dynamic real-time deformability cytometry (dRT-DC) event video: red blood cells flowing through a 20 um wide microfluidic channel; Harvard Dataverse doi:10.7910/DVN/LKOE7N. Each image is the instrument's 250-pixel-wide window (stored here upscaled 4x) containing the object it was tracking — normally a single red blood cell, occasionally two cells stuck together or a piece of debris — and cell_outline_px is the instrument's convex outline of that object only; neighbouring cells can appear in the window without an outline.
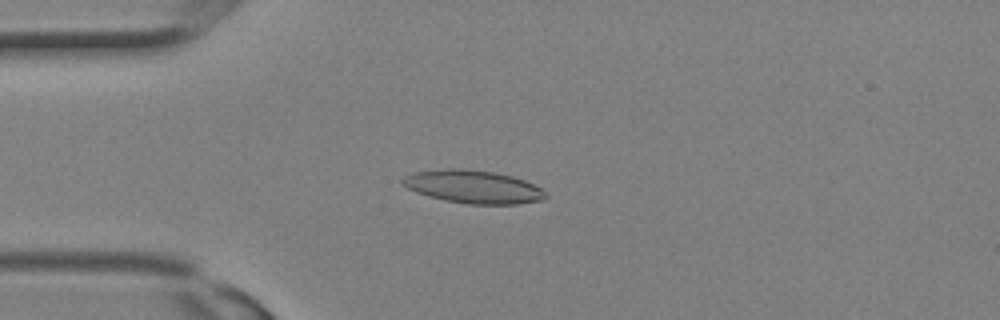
{"species": "Egyptian fruit bat (a non-hibernating species)", "species_latin": "Rousettus aegyptiacus", "temperature_condition": "room temperature", "stored_images_in_passage": 13, "camera_frame_rate_fps": 3000, "um_per_image_px": 0.085, "animal": {"sex": "female"}, "frame": {"image": 1, "passage_image": 6, "time_ms": 1.667, "image_size_px": [1000, 320], "cell_outline_px": [[548, 196], [544, 200], [516, 204], [468, 204], [444, 200], [428, 196], [416, 192], [400, 184], [400, 180], [404, 176], [412, 172], [448, 168], [464, 168], [496, 172], [512, 176], [524, 180], [540, 188]], "centroid_in_image_um": [40.18, 15.87], "position_along_channel_um": 44.8, "area_um2": 27.74}}
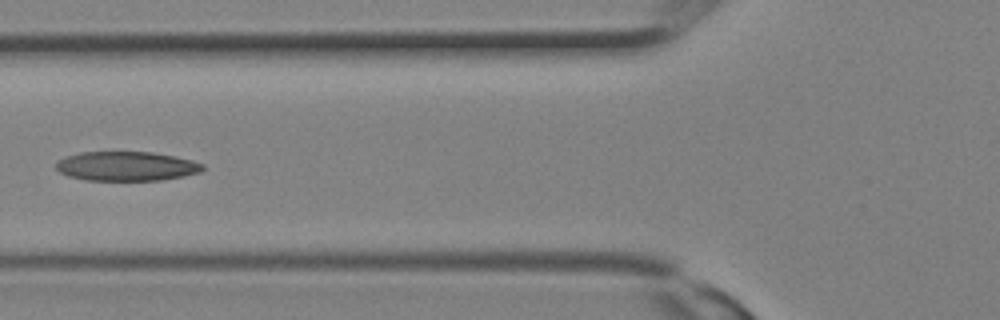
{"frame": {"image": 2, "passage_image": 10, "time_ms": 3.0, "image_size_px": [1000, 320], "cell_outline_px": [[204, 168], [200, 172], [184, 176], [160, 180], [84, 180], [68, 176], [60, 172], [56, 168], [56, 164], [64, 156], [80, 152], [152, 152], [176, 156], [192, 160], [204, 164]], "centroid_in_image_um": [10.75, 14.12], "position_along_channel_um": 115.0, "area_um2": 25.14}}
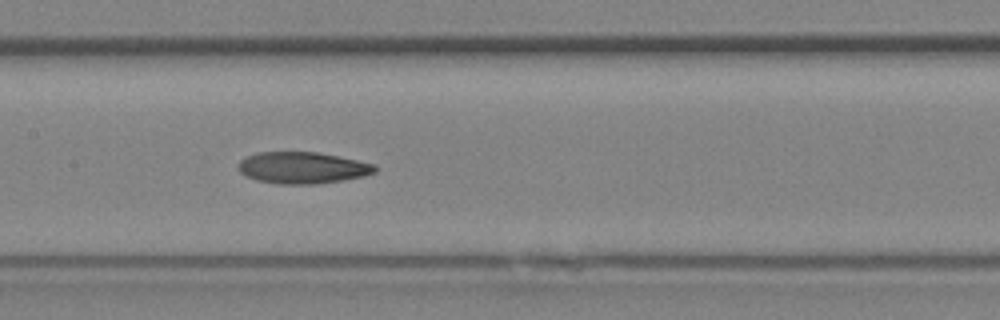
{"frame": {"image": 3, "passage_image": 13, "time_ms": 4.0, "image_size_px": [1000, 320], "cell_outline_px": [[376, 172], [364, 176], [340, 180], [312, 184], [280, 184], [256, 180], [240, 172], [236, 168], [240, 160], [256, 152], [316, 152], [376, 164]], "centroid_in_image_um": [25.68, 14.25], "position_along_channel_um": 181.7, "area_um2": 24.97}}